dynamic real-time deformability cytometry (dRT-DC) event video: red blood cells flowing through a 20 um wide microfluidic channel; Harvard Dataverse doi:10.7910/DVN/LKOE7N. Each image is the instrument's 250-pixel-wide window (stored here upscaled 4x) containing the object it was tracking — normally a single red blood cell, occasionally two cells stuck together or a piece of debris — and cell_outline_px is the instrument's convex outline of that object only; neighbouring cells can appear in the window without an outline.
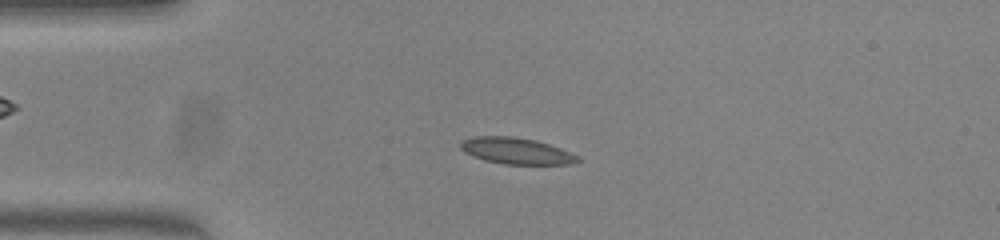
{"species": "common noctule bat (a hibernating species)", "species_latin": "Nyctalus noctula", "temperature_condition": "warm", "stored_images_in_passage": 53, "camera_frame_rate_fps": 3000, "um_per_image_px": 0.085, "animal": {"sex": "female", "body_mass_g": 23.0, "forearm_length_mm": 53.4}, "frame": {"image": 1, "passage_image": 12, "time_ms": 3.667, "image_size_px": [1000, 240], "cell_outline_px": [[580, 160], [572, 164], [504, 164], [484, 160], [472, 156], [464, 152], [460, 148], [460, 144], [464, 140], [472, 136], [512, 136], [536, 140], [560, 148], [580, 156]], "centroid_in_image_um": [43.88, 12.82], "position_along_channel_um": 41.1, "area_um2": 18.03}}
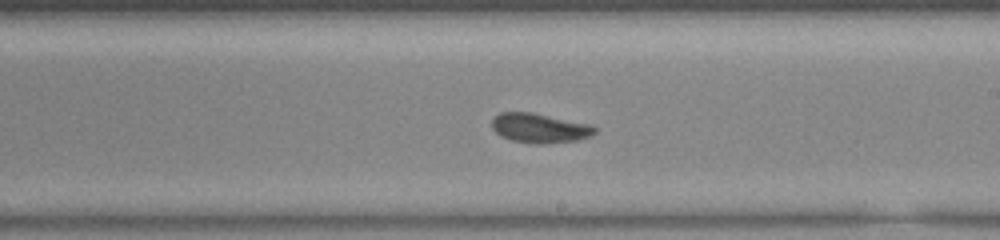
{"frame": {"image": 2, "passage_image": 30, "time_ms": 9.667, "image_size_px": [1000, 240], "cell_outline_px": [[596, 132], [588, 136], [576, 140], [544, 144], [536, 144], [512, 140], [500, 136], [492, 128], [492, 120], [500, 112], [532, 112], [592, 124], [596, 128]], "centroid_in_image_um": [45.87, 10.88], "position_along_channel_um": 243.1, "area_um2": 17.69}}
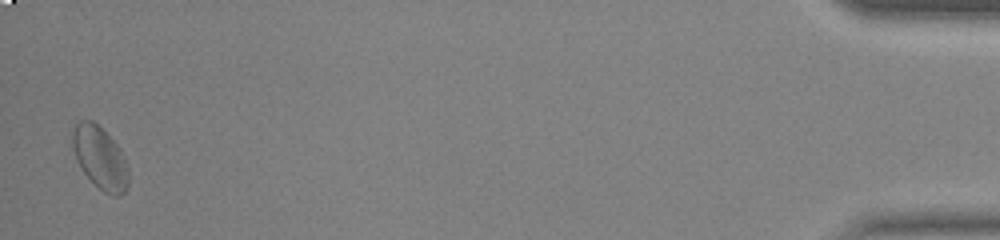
{"frame": {"image": 3, "passage_image": 52, "time_ms": 17.0, "image_size_px": [1000, 240], "cell_outline_px": [[128, 188], [120, 196], [112, 196], [104, 192], [84, 172], [72, 148], [72, 132], [76, 124], [80, 120], [92, 120], [120, 148], [124, 156], [128, 168]], "centroid_in_image_um": [8.53, 13.42], "position_along_channel_um": 426.7, "area_um2": 20.0}, "authors_computed_cell_mechanics": {"area_um2": 17.918, "velocity_mm_per_s": 3.7864, "shape_relaxation_time_tau1_ms": null, "shape_relaxation_time_tau2_ms": 1.8681, "deformation_change_tau1": null, "deformation_change_tau2": 0.06}}